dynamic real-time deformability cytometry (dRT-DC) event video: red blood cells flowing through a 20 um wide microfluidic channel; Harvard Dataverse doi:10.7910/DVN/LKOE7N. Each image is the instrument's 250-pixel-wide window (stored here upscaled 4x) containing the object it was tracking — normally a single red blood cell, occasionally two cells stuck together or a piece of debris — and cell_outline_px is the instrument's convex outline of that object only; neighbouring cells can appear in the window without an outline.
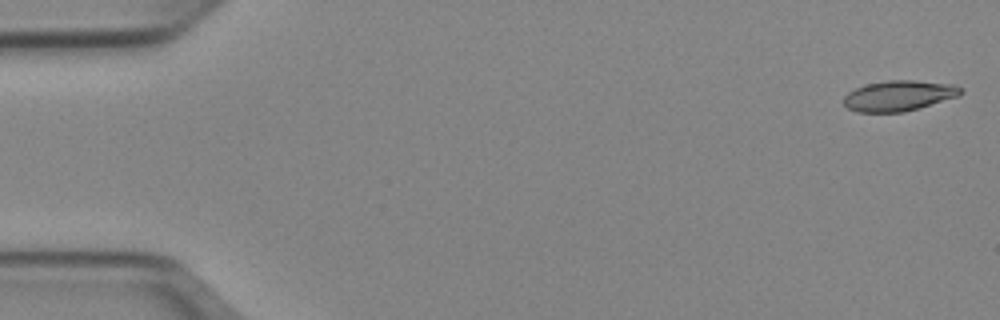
{"species": "Egyptian fruit bat (a non-hibernating species)", "species_latin": "Rousettus aegyptiacus", "temperature_condition": "cold", "stored_images_in_passage": 51, "camera_frame_rate_fps": 3000, "um_per_image_px": 0.085, "animal": {"sex": "female"}, "frame": {"image": 1, "passage_image": 1, "time_ms": 0.0, "image_size_px": [1000, 320], "cell_outline_px": [[964, 92], [960, 96], [904, 112], [856, 112], [848, 108], [844, 104], [844, 96], [848, 92], [856, 88], [868, 84], [888, 80], [916, 80], [956, 84], [964, 88]], "centroid_in_image_um": [76.47, 8.13], "position_along_channel_um": 8.5, "area_um2": 20.98}}
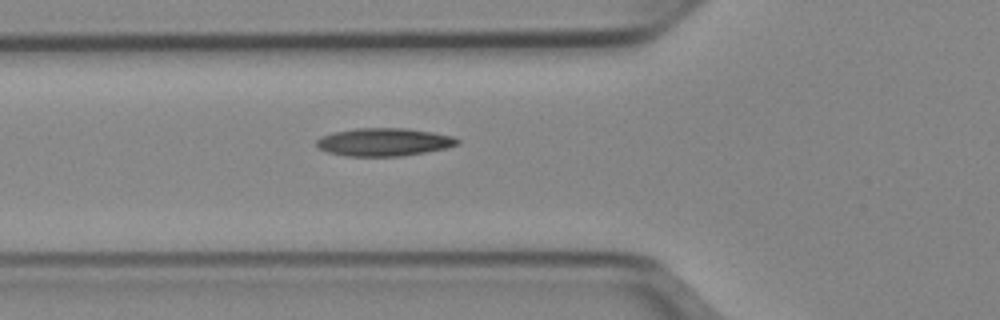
{"frame": {"image": 2, "passage_image": 18, "time_ms": 5.667, "image_size_px": [1000, 320], "cell_outline_px": [[460, 144], [448, 148], [400, 156], [344, 156], [328, 152], [320, 148], [316, 144], [316, 140], [320, 136], [336, 132], [356, 128], [408, 128], [432, 132], [452, 136], [460, 140]], "centroid_in_image_um": [32.66, 12.07], "position_along_channel_um": 93.1, "area_um2": 22.95}}
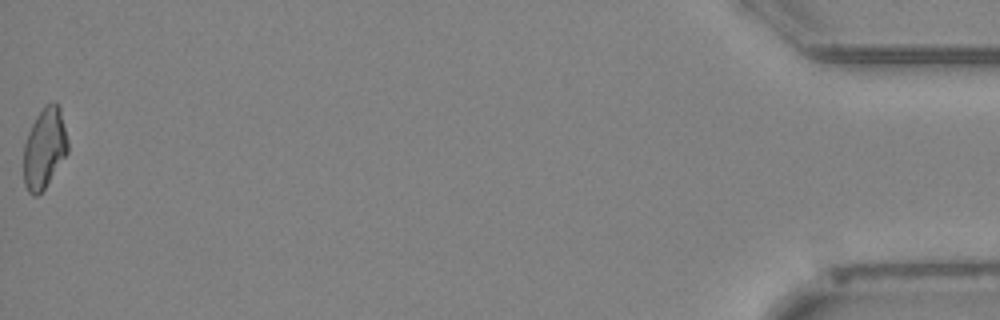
{"frame": {"image": 3, "passage_image": 51, "time_ms": 16.667, "image_size_px": [1000, 320], "cell_outline_px": [[68, 152], [44, 188], [36, 196], [32, 196], [28, 192], [24, 184], [24, 144], [28, 132], [36, 116], [44, 104], [56, 100], [60, 108], [68, 140]], "centroid_in_image_um": [3.78, 12.56], "position_along_channel_um": 431.4, "area_um2": 20.75}, "authors_computed_cell_mechanics": {"area_um2": 21.2704, "velocity_mm_per_s": 3.9544, "shape_relaxation_time_tau1_ms": null, "shape_relaxation_time_tau2_ms": 7.6846, "deformation_change_tau1": null, "deformation_change_tau2": 0.1702}}